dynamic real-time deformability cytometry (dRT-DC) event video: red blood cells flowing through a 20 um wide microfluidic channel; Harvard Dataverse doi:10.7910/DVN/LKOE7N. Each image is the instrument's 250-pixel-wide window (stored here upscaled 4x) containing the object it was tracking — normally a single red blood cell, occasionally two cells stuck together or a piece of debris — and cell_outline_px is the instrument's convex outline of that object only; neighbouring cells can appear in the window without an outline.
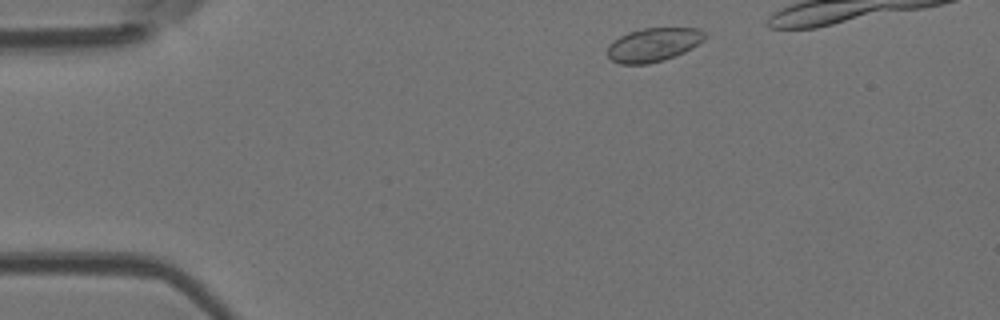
{"species": "Egyptian fruit bat (a non-hibernating species)", "species_latin": "Rousettus aegyptiacus", "temperature_condition": "room temperature", "stored_images_in_passage": 12, "camera_frame_rate_fps": 3000, "um_per_image_px": 0.085, "animal": {"sex": "female"}, "frame": {"image": 1, "passage_image": 2, "time_ms": 0.333, "image_size_px": [1000, 320], "cell_outline_px": [[708, 36], [704, 40], [692, 48], [684, 52], [664, 60], [648, 64], [620, 64], [612, 60], [608, 56], [608, 44], [612, 40], [628, 32], [644, 28], [700, 28]], "centroid_in_image_um": [55.54, 3.8], "position_along_channel_um": 29.5, "area_um2": 19.25}}
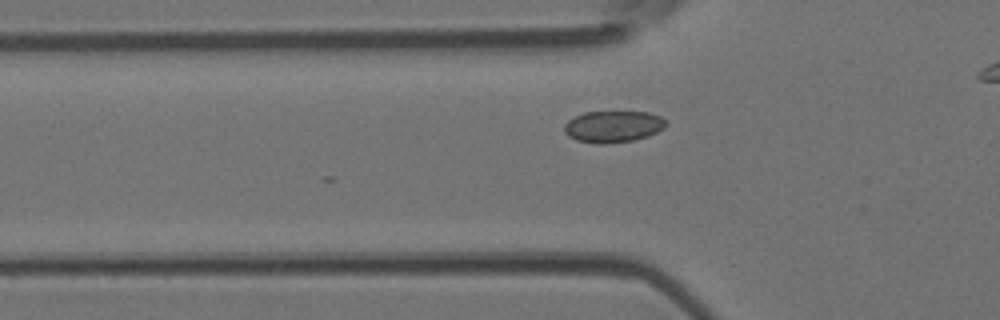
{"frame": {"image": 2, "passage_image": 10, "time_ms": 3.0, "image_size_px": [1000, 320], "cell_outline_px": [[668, 124], [664, 128], [648, 136], [632, 140], [604, 144], [600, 144], [576, 140], [568, 136], [564, 132], [564, 124], [568, 120], [584, 112], [648, 112], [660, 116]], "centroid_in_image_um": [52.1, 10.75], "position_along_channel_um": 73.7, "area_um2": 18.67}}